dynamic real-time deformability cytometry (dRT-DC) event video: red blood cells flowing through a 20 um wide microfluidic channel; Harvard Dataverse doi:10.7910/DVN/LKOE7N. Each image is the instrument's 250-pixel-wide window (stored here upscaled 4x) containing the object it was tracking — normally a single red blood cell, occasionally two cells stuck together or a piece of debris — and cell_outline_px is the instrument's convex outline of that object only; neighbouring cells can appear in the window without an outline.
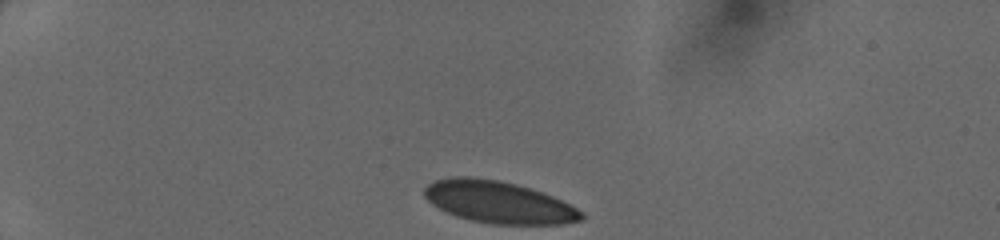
{"species": "human", "species_latin": "Homo sapiens", "temperature_condition": "cold", "stored_images_in_passage": 32, "camera_frame_rate_fps": 3000, "um_per_image_px": 0.085, "donor": {"sex": "female"}, "frame": {"image": 1, "passage_image": 1, "time_ms": 0.0, "image_size_px": [1000, 240], "cell_outline_px": [[584, 220], [560, 224], [492, 224], [472, 220], [456, 216], [432, 204], [424, 196], [424, 188], [428, 184], [436, 180], [452, 176], [468, 176], [500, 180], [516, 184], [544, 192], [584, 212]], "centroid_in_image_um": [42.39, 17.17], "position_along_channel_um": 42.6, "area_um2": 38.38}}
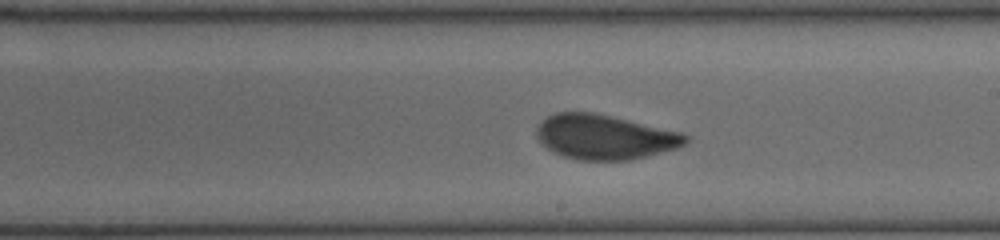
{"frame": {"image": 2, "passage_image": 19, "time_ms": 6.0, "image_size_px": [1000, 240], "cell_outline_px": [[688, 140], [684, 144], [676, 148], [632, 160], [576, 160], [552, 152], [536, 136], [536, 128], [548, 116], [556, 112], [596, 112], [680, 132], [688, 136]], "centroid_in_image_um": [51.38, 11.64], "position_along_channel_um": 237.6, "area_um2": 38.61}}
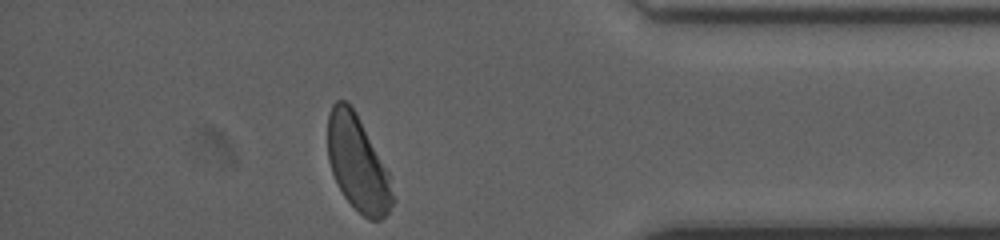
{"frame": {"image": 3, "passage_image": 32, "time_ms": 10.333, "image_size_px": [1000, 240], "cell_outline_px": [[396, 200], [388, 212], [380, 220], [368, 220], [344, 196], [332, 172], [328, 160], [328, 112], [332, 104], [336, 100], [348, 100], [356, 112], [388, 172]], "centroid_in_image_um": [30.4, 13.88], "position_along_channel_um": 404.8, "area_um2": 35.84}}